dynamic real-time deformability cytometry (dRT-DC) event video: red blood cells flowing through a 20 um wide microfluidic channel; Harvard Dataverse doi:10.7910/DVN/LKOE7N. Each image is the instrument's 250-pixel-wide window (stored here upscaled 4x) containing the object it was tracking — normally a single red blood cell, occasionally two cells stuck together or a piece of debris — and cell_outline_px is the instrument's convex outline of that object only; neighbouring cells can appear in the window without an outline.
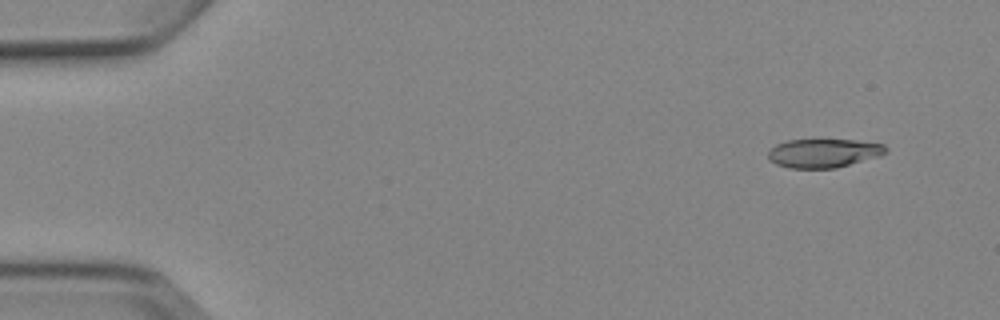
{"species": "Egyptian fruit bat (a non-hibernating species)", "species_latin": "Rousettus aegyptiacus", "temperature_condition": "cold", "stored_images_in_passage": 5, "camera_frame_rate_fps": 3000, "um_per_image_px": 0.085, "animal": {"sex": "female"}, "frame": {"image": 1, "passage_image": 1, "time_ms": 0.0, "image_size_px": [1000, 320], "cell_outline_px": [[888, 152], [880, 156], [836, 168], [788, 168], [776, 164], [768, 160], [768, 152], [776, 144], [788, 140], [856, 140], [884, 144], [888, 148]], "centroid_in_image_um": [70.02, 13.02], "position_along_channel_um": 15.0, "area_um2": 19.83}}